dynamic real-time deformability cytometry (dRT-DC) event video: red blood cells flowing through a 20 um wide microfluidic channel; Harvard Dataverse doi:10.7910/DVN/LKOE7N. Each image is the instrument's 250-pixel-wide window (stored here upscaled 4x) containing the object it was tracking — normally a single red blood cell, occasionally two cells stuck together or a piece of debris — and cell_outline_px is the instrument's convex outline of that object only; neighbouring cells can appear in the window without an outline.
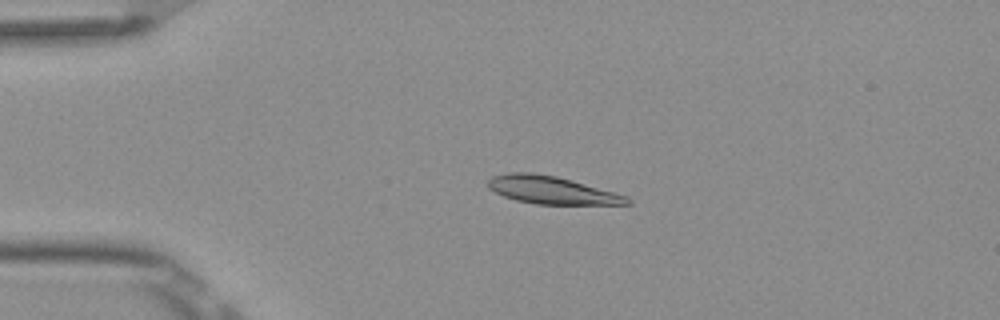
{"species": "Egyptian fruit bat (a non-hibernating species)", "species_latin": "Rousettus aegyptiacus", "temperature_condition": "room temperature", "stored_images_in_passage": 5, "camera_frame_rate_fps": 3000, "um_per_image_px": 0.085, "frame": {"image": 1, "passage_image": 4, "time_ms": 1.0, "image_size_px": [1000, 320], "cell_outline_px": [[632, 204], [536, 204], [516, 200], [504, 196], [488, 188], [488, 180], [492, 176], [508, 172], [532, 172], [556, 176], [616, 192], [628, 196], [632, 200]], "centroid_in_image_um": [46.91, 16.15], "position_along_channel_um": 38.1, "area_um2": 22.48}}